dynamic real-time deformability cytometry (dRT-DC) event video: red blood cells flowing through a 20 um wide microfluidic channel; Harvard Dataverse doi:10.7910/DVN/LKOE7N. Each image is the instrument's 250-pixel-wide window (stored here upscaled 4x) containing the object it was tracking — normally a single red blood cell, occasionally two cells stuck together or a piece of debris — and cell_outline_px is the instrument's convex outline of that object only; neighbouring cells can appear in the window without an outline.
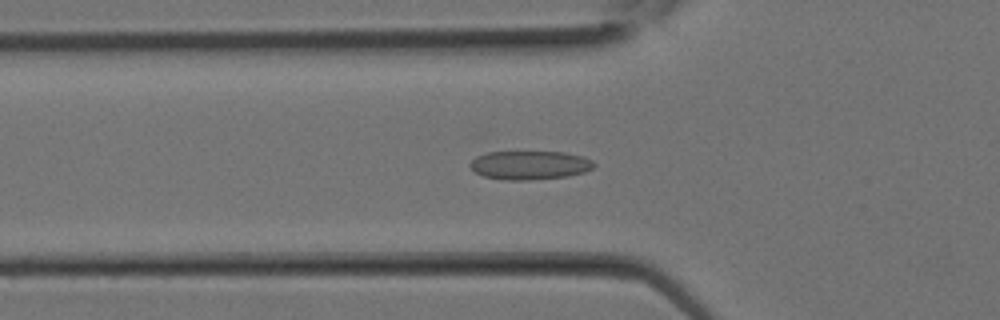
{"species": "Egyptian fruit bat (a non-hibernating species)", "species_latin": "Rousettus aegyptiacus", "temperature_condition": "room temperature", "stored_images_in_passage": 11, "camera_frame_rate_fps": 3000, "um_per_image_px": 0.085, "animal": {"sex": "female"}, "frame": {"image": 1, "passage_image": 7, "time_ms": 2.0, "image_size_px": [1000, 320], "cell_outline_px": [[596, 164], [592, 168], [584, 172], [568, 176], [528, 180], [508, 180], [484, 176], [476, 172], [468, 164], [476, 156], [488, 152], [564, 152], [584, 156], [592, 160]], "centroid_in_image_um": [45.05, 14.03], "position_along_channel_um": 80.8, "area_um2": 20.69}}
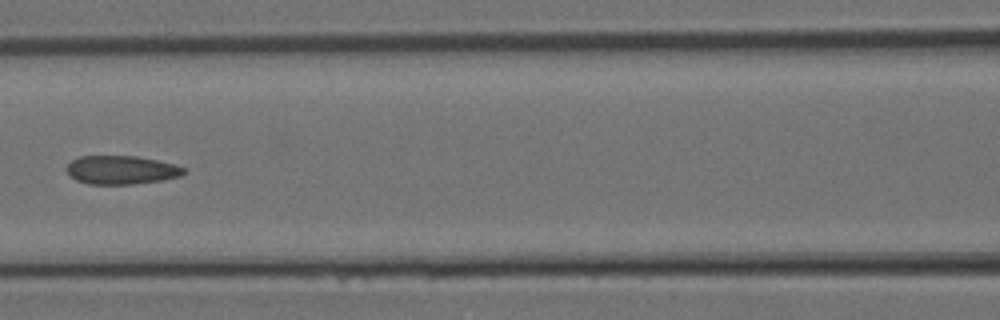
{"frame": {"image": 2, "passage_image": 10, "time_ms": 3.0, "image_size_px": [1000, 320], "cell_outline_px": [[184, 172], [180, 176], [160, 180], [132, 184], [88, 184], [76, 180], [68, 176], [68, 164], [72, 160], [80, 156], [136, 156], [176, 164], [184, 168]], "centroid_in_image_um": [10.29, 14.44], "position_along_channel_um": 156.3, "area_um2": 19.36}}